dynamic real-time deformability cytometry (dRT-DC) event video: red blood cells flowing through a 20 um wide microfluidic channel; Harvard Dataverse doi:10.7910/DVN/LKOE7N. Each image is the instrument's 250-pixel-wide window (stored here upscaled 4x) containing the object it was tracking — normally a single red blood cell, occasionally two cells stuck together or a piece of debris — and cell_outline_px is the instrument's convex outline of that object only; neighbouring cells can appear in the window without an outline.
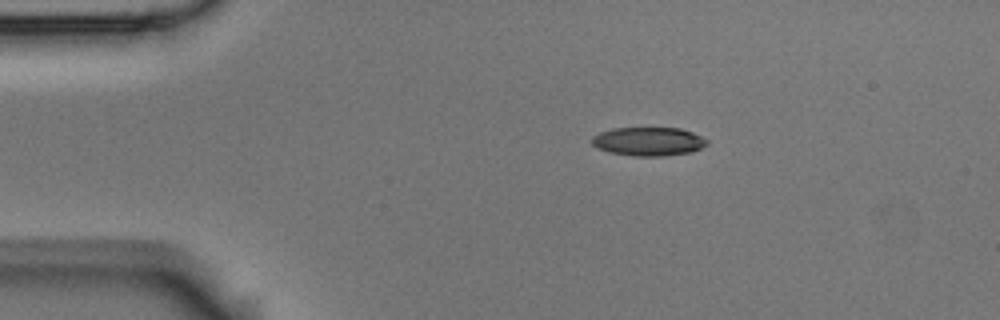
{"species": "Egyptian fruit bat (a non-hibernating species)", "species_latin": "Rousettus aegyptiacus", "temperature_condition": "room temperature", "stored_images_in_passage": 8, "camera_frame_rate_fps": 3000, "um_per_image_px": 0.085, "animal": {"sex": "male"}, "frame": {"image": 1, "passage_image": 2, "time_ms": 0.333, "image_size_px": [1000, 320], "cell_outline_px": [[708, 144], [700, 148], [688, 152], [664, 156], [632, 156], [608, 152], [592, 144], [592, 136], [600, 132], [612, 128], [680, 128], [692, 132], [708, 140]], "centroid_in_image_um": [55.1, 12.02], "position_along_channel_um": 29.9, "area_um2": 19.13}}
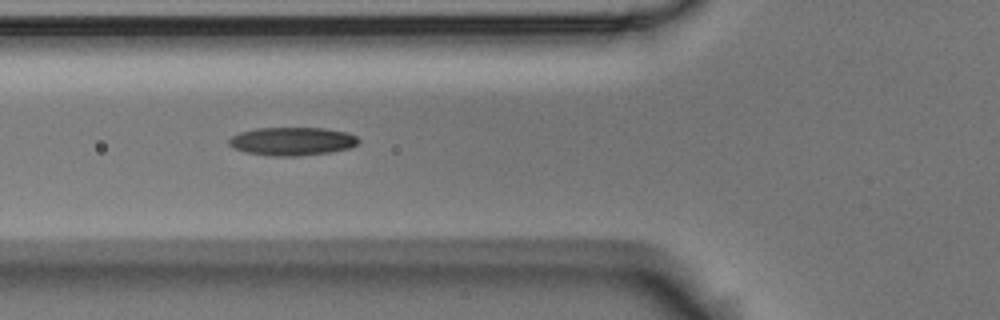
{"frame": {"image": 2, "passage_image": 5, "time_ms": 1.333, "image_size_px": [1000, 320], "cell_outline_px": [[360, 140], [356, 144], [348, 148], [332, 152], [296, 156], [272, 156], [244, 152], [232, 148], [228, 144], [228, 140], [232, 136], [240, 132], [256, 128], [324, 128], [348, 132], [356, 136]], "centroid_in_image_um": [24.81, 12.01], "position_along_channel_um": 101.0, "area_um2": 21.44}}
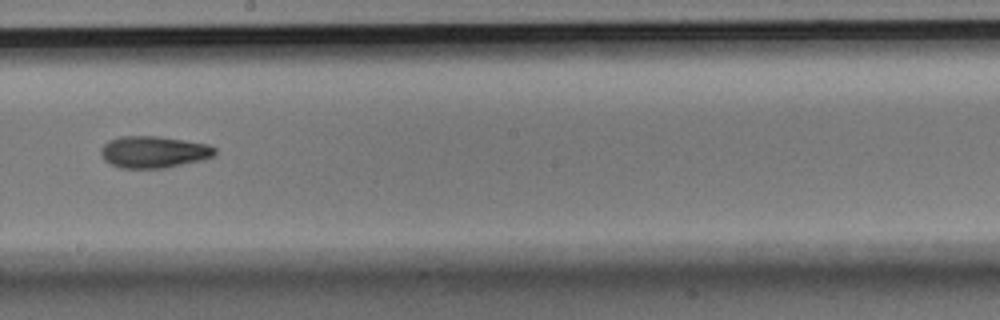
{"frame": {"image": 3, "passage_image": 8, "time_ms": 2.333, "image_size_px": [1000, 320], "cell_outline_px": [[216, 152], [212, 156], [204, 160], [164, 168], [120, 168], [104, 160], [100, 152], [100, 148], [108, 140], [120, 136], [160, 136], [208, 144], [216, 148]], "centroid_in_image_um": [13.06, 12.91], "position_along_channel_um": 235.1, "area_um2": 21.27}}